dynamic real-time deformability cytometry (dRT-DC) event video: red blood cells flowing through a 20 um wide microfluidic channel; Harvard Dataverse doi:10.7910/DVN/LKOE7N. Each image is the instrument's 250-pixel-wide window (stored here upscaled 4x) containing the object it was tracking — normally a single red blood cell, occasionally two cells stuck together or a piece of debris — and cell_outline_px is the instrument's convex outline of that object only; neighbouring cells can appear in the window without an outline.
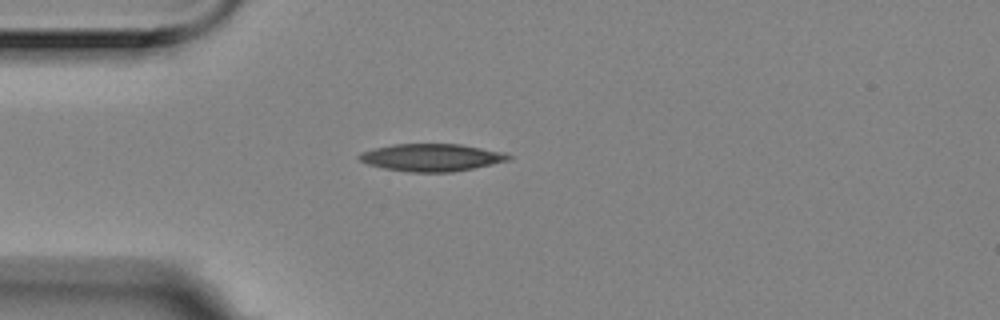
{"species": "Egyptian fruit bat (a non-hibernating species)", "species_latin": "Rousettus aegyptiacus", "temperature_condition": "room temperature", "stored_images_in_passage": 1, "camera_frame_rate_fps": 3000, "um_per_image_px": 0.085, "animal": {"sex": "female"}, "frame": {"image": 1, "passage_image": 1, "time_ms": 0.0, "image_size_px": [1000, 320], "cell_outline_px": [[512, 160], [452, 172], [412, 172], [384, 168], [368, 164], [360, 160], [356, 156], [360, 152], [392, 144], [460, 144], [504, 152], [512, 156]], "centroid_in_image_um": [36.69, 13.38], "position_along_channel_um": 48.3, "area_um2": 23.81}}